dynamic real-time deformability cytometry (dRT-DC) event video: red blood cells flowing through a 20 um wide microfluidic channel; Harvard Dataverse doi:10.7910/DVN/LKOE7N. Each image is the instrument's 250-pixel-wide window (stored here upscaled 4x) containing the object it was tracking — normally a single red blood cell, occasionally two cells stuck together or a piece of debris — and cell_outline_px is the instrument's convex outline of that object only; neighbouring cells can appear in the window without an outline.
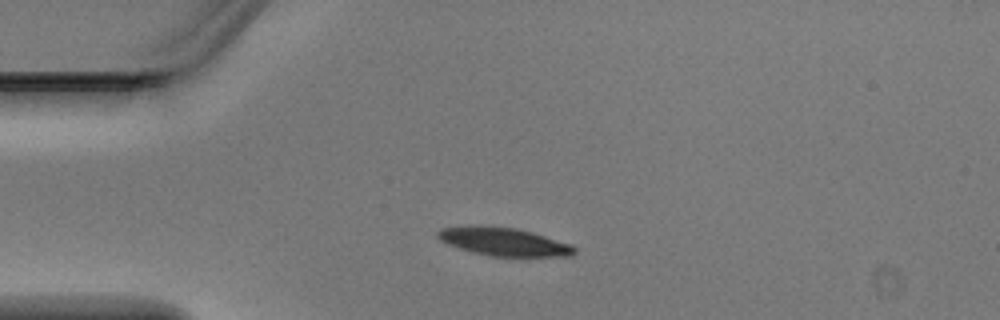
{"species": "Egyptian fruit bat (a non-hibernating species)", "species_latin": "Rousettus aegyptiacus", "temperature_condition": "warm", "stored_images_in_passage": 4, "camera_frame_rate_fps": 3000, "um_per_image_px": 0.085, "animal": {"sex": "male"}, "frame": {"image": 1, "passage_image": 2, "time_ms": 0.333, "image_size_px": [1000, 320], "cell_outline_px": [[576, 252], [572, 256], [492, 256], [472, 252], [448, 244], [440, 240], [436, 236], [436, 232], [440, 228], [480, 224], [516, 228], [532, 232], [572, 244], [576, 248]], "centroid_in_image_um": [42.81, 20.52], "position_along_channel_um": 42.2, "area_um2": 22.66}}
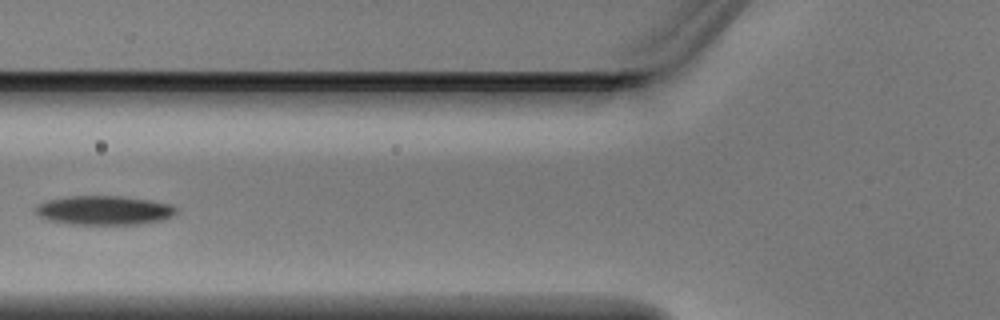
{"frame": {"image": 2, "passage_image": 4, "time_ms": 1.0, "image_size_px": [1000, 320], "cell_outline_px": [[180, 208], [172, 216], [160, 220], [140, 224], [72, 224], [48, 220], [40, 216], [36, 212], [36, 204], [48, 200], [68, 196], [124, 196], [152, 200], [172, 204]], "centroid_in_image_um": [8.89, 17.86], "position_along_channel_um": 116.9, "area_um2": 23.99}}